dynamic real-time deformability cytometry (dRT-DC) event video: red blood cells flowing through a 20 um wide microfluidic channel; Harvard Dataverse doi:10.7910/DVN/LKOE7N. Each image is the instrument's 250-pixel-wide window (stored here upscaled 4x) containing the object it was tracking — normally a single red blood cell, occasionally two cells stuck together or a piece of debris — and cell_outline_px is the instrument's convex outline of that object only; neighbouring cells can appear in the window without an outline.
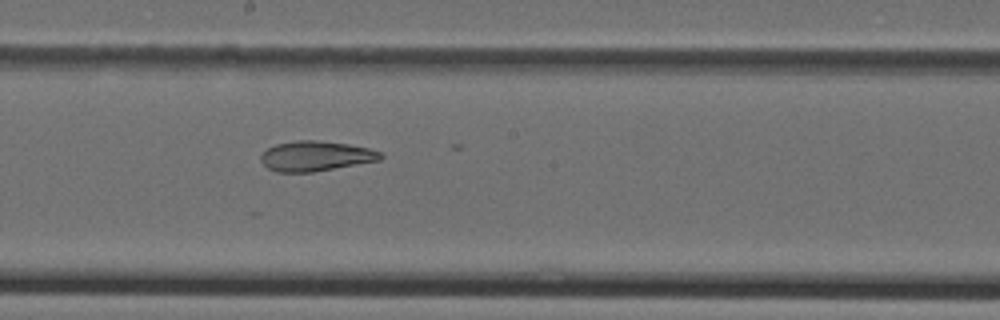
{"species": "Egyptian fruit bat (a non-hibernating species)", "species_latin": "Rousettus aegyptiacus", "temperature_condition": "cold", "stored_images_in_passage": 34, "camera_frame_rate_fps": 3000, "um_per_image_px": 0.085, "animal": {"sex": "female"}, "frame": {"image": 1, "passage_image": 27, "time_ms": 8.667, "image_size_px": [1000, 320], "cell_outline_px": [[384, 156], [380, 160], [312, 172], [276, 172], [268, 168], [260, 160], [260, 156], [268, 148], [276, 144], [296, 140], [316, 140], [348, 144], [368, 148], [380, 152]], "centroid_in_image_um": [26.82, 13.26], "position_along_channel_um": 221.4, "area_um2": 20.81}}
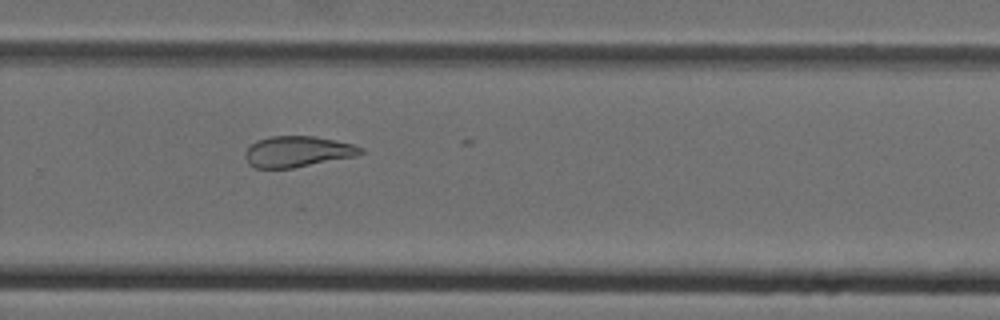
{"frame": {"image": 2, "passage_image": 33, "time_ms": 10.667, "image_size_px": [1000, 320], "cell_outline_px": [[364, 152], [356, 156], [292, 168], [256, 168], [248, 164], [244, 156], [244, 152], [256, 140], [272, 136], [312, 136], [336, 140], [352, 144], [364, 148]], "centroid_in_image_um": [25.28, 12.88], "position_along_channel_um": 304.5, "area_um2": 20.81}}